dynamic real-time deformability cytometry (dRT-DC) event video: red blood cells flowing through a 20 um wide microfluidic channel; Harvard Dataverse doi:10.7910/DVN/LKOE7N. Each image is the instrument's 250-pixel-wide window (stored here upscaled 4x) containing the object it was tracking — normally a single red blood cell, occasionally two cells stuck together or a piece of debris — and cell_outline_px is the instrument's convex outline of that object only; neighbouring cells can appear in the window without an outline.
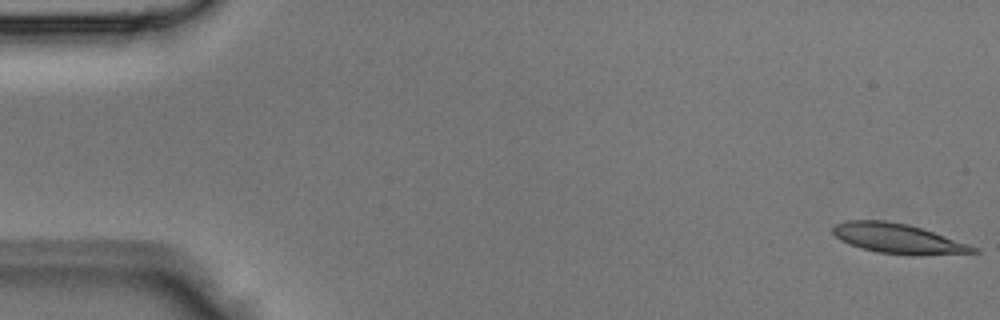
{"species": "Egyptian fruit bat (a non-hibernating species)", "species_latin": "Rousettus aegyptiacus", "temperature_condition": "room temperature", "stored_images_in_passage": 4, "camera_frame_rate_fps": 3000, "um_per_image_px": 0.085, "animal": {"sex": "male"}, "frame": {"image": 1, "passage_image": 1, "time_ms": 0.0, "image_size_px": [1000, 320], "cell_outline_px": [[980, 252], [916, 256], [876, 252], [860, 248], [848, 244], [840, 240], [832, 232], [832, 228], [836, 224], [848, 220], [884, 220], [908, 224], [980, 248]], "centroid_in_image_um": [76.31, 20.29], "position_along_channel_um": 8.7, "area_um2": 24.45}}